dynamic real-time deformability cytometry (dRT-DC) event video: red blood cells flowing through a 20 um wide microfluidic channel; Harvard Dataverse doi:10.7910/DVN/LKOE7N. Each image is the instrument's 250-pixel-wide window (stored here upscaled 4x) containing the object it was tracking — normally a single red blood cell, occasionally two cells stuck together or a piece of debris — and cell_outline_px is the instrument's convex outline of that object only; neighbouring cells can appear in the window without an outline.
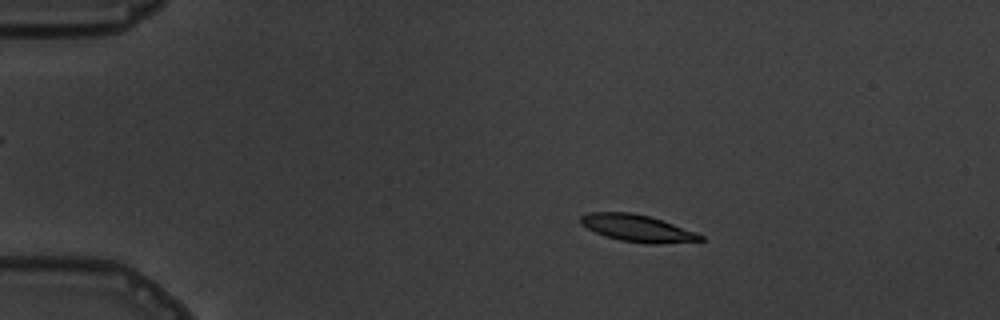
{"species": "common noctule bat (a hibernating species)", "species_latin": "Nyctalus noctula", "temperature_condition": "warm", "stored_images_in_passage": 4, "camera_frame_rate_fps": 3000, "um_per_image_px": 0.085, "animal": {"sex": "male", "body_mass_g": 19.5, "forearm_length_mm": 54.6}, "frame": {"image": 1, "passage_image": 2, "time_ms": 1.0, "image_size_px": [1000, 320], "cell_outline_px": [[704, 240], [656, 244], [648, 244], [620, 240], [596, 232], [580, 224], [580, 216], [588, 212], [632, 212], [648, 216], [696, 232], [704, 236]], "centroid_in_image_um": [54.16, 19.39], "position_along_channel_um": 30.8, "area_um2": 18.55}}